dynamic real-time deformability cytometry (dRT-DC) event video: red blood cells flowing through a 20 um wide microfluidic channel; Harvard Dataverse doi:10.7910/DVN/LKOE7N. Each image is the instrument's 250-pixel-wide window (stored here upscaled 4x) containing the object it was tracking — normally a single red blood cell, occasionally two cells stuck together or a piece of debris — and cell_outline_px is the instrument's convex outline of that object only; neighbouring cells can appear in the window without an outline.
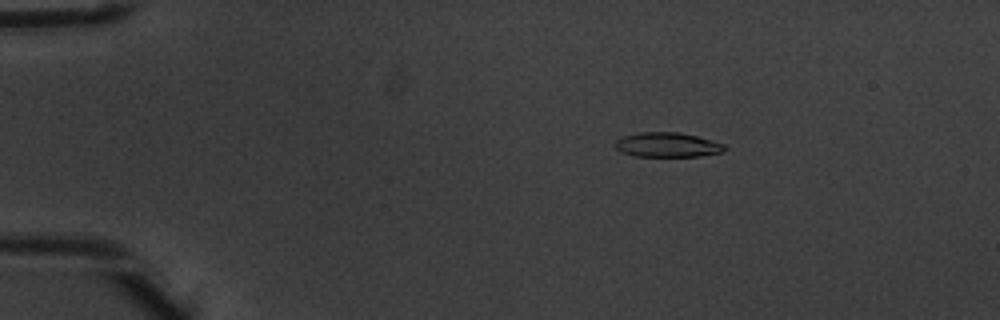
{"species": "common noctule bat (a hibernating species)", "species_latin": "Nyctalus noctula", "temperature_condition": "warm", "stored_images_in_passage": 5, "camera_frame_rate_fps": 3000, "um_per_image_px": 0.085, "animal": {"sex": "male", "body_mass_g": 20.1, "forearm_length_mm": 53.5}, "frame": {"image": 1, "passage_image": 2, "time_ms": 0.333, "image_size_px": [1000, 320], "cell_outline_px": [[728, 148], [724, 152], [700, 156], [636, 156], [620, 152], [616, 148], [616, 140], [620, 136], [636, 132], [680, 132], [696, 136], [724, 144]], "centroid_in_image_um": [56.71, 12.3], "position_along_channel_um": 28.3, "area_um2": 15.84}}
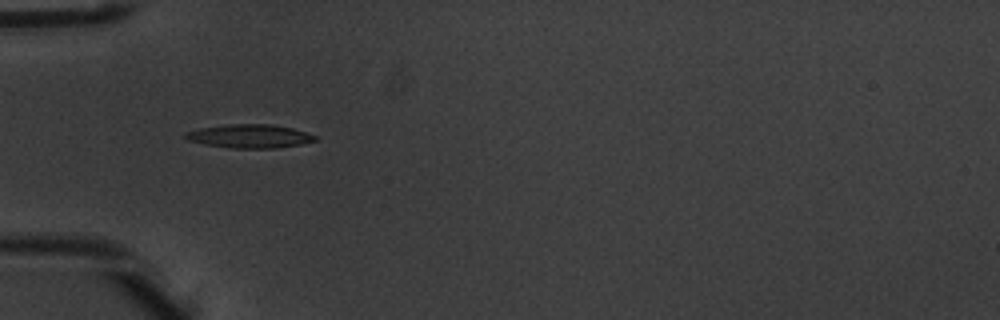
{"frame": {"image": 2, "passage_image": 4, "time_ms": 1.0, "image_size_px": [1000, 320], "cell_outline_px": [[316, 140], [300, 144], [276, 148], [232, 148], [204, 144], [188, 140], [184, 136], [184, 132], [200, 128], [228, 124], [272, 124], [292, 128], [316, 136]], "centroid_in_image_um": [21.18, 11.57], "position_along_channel_um": 63.8, "area_um2": 17.69}}